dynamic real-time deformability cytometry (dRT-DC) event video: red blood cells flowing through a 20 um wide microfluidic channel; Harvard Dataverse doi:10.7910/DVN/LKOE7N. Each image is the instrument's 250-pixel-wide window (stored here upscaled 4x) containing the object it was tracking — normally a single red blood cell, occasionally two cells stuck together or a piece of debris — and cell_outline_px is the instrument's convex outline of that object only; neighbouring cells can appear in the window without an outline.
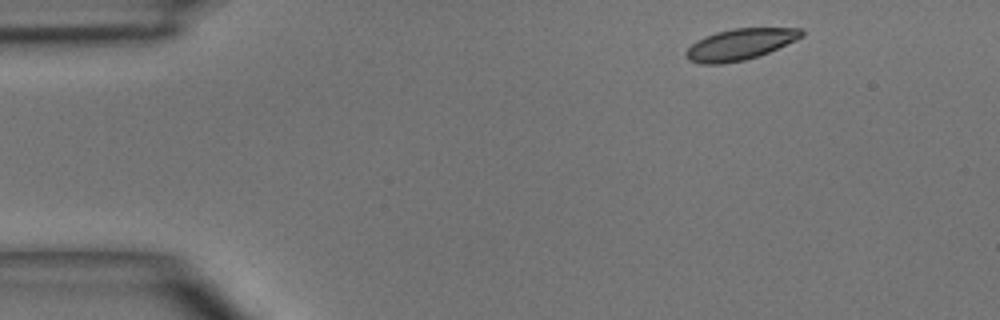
{"species": "common noctule bat (a hibernating species)", "species_latin": "Nyctalus noctula", "temperature_condition": "room temperature", "stored_images_in_passage": 4, "camera_frame_rate_fps": 3000, "um_per_image_px": 0.085, "animal": {"sex": "male", "body_mass_g": 15.6}, "frame": {"image": 1, "passage_image": 1, "time_ms": 0.0, "image_size_px": [1000, 320], "cell_outline_px": [[804, 36], [796, 40], [768, 52], [744, 60], [720, 64], [700, 64], [688, 60], [684, 56], [684, 52], [696, 40], [704, 36], [716, 32], [732, 28], [804, 28]], "centroid_in_image_um": [62.87, 3.76], "position_along_channel_um": 22.1, "area_um2": 21.1}}
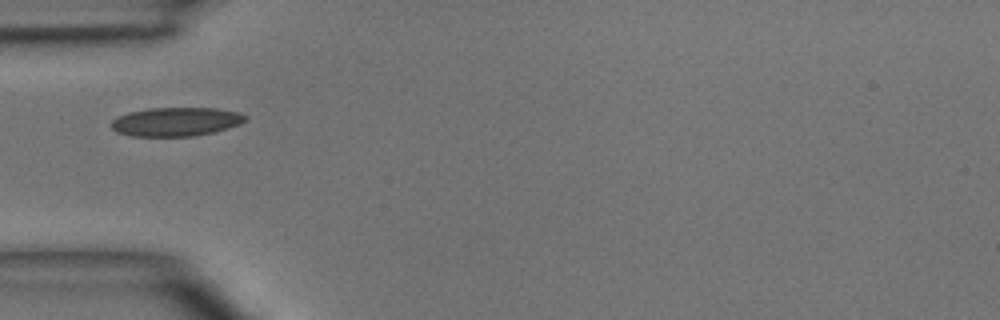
{"frame": {"image": 2, "passage_image": 3, "time_ms": 3.0, "image_size_px": [1000, 320], "cell_outline_px": [[248, 120], [240, 124], [228, 128], [212, 132], [192, 136], [132, 136], [116, 132], [108, 124], [116, 116], [128, 112], [148, 108], [216, 108], [240, 112], [248, 116]], "centroid_in_image_um": [14.94, 10.34], "position_along_channel_um": 70.1, "area_um2": 22.77}}
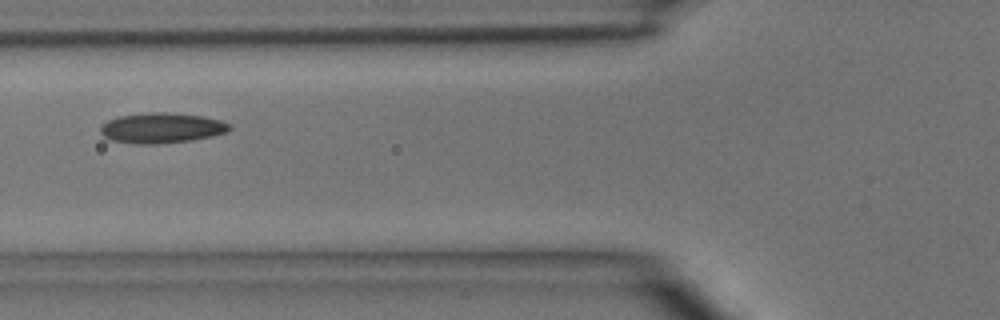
{"frame": {"image": 3, "passage_image": 4, "time_ms": 4.0, "image_size_px": [1000, 320], "cell_outline_px": [[232, 128], [228, 132], [212, 136], [192, 140], [156, 144], [136, 144], [112, 140], [104, 136], [100, 132], [100, 128], [108, 120], [120, 116], [148, 112], [172, 112], [200, 116], [220, 120], [232, 124]], "centroid_in_image_um": [13.78, 10.87], "position_along_channel_um": 112.0, "area_um2": 22.83}}